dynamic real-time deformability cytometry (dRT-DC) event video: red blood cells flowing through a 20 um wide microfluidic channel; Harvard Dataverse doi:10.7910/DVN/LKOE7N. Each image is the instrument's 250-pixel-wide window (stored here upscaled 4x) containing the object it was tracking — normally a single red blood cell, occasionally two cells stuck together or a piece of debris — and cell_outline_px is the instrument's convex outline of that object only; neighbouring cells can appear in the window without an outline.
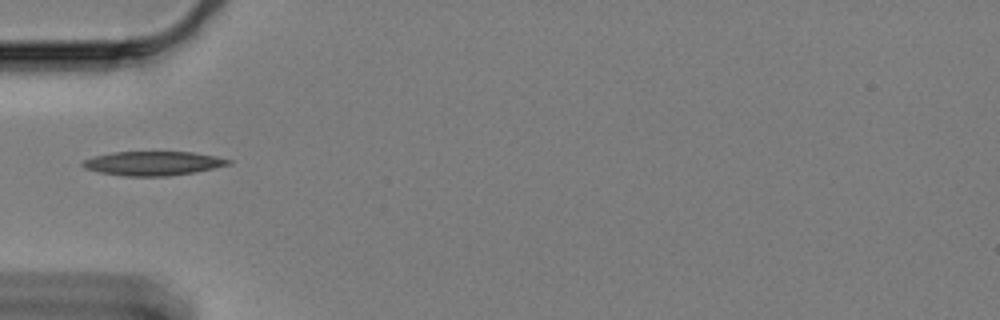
{"species": "Egyptian fruit bat (a non-hibernating species)", "species_latin": "Rousettus aegyptiacus", "temperature_condition": "cold", "stored_images_in_passage": 25, "camera_frame_rate_fps": 3000, "um_per_image_px": 0.085, "animal": {"sex": "female"}, "frame": {"image": 1, "passage_image": 1, "time_ms": 0.0, "image_size_px": [1000, 320], "cell_outline_px": [[228, 160], [224, 164], [208, 168], [188, 172], [152, 176], [140, 176], [104, 172], [88, 168], [84, 164], [84, 160], [100, 156], [120, 152], [188, 152]], "centroid_in_image_um": [12.93, 13.86], "position_along_channel_um": 72.1, "area_um2": 18.38}}
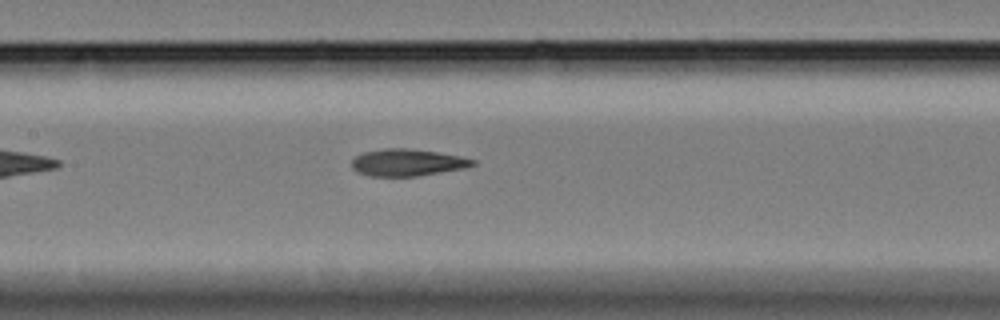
{"frame": {"image": 2, "passage_image": 10, "time_ms": 3.0, "image_size_px": [1000, 320], "cell_outline_px": [[472, 164], [456, 168], [412, 176], [376, 176], [360, 172], [352, 164], [352, 160], [356, 156], [368, 152], [432, 152], [472, 160]], "centroid_in_image_um": [34.52, 13.88], "position_along_channel_um": 172.9, "area_um2": 16.18}}
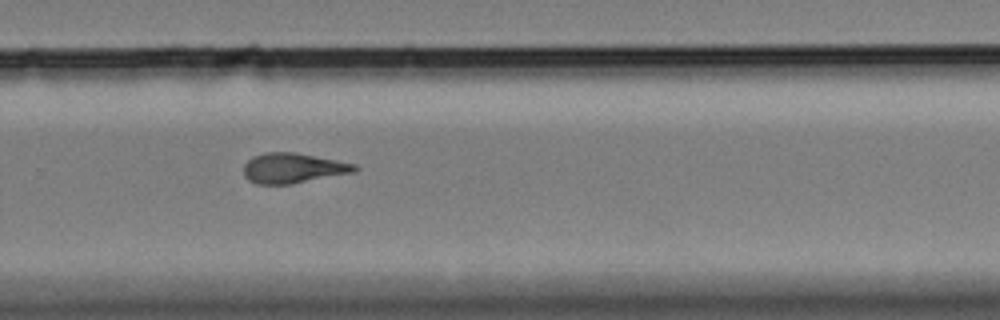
{"frame": {"image": 3, "passage_image": 22, "time_ms": 7.0, "image_size_px": [1000, 320], "cell_outline_px": [[356, 168], [348, 172], [288, 184], [260, 184], [252, 180], [244, 172], [244, 164], [248, 160], [256, 156], [272, 152], [288, 152], [332, 160], [352, 164]], "centroid_in_image_um": [24.79, 14.29], "position_along_channel_um": 305.0, "area_um2": 17.92}}